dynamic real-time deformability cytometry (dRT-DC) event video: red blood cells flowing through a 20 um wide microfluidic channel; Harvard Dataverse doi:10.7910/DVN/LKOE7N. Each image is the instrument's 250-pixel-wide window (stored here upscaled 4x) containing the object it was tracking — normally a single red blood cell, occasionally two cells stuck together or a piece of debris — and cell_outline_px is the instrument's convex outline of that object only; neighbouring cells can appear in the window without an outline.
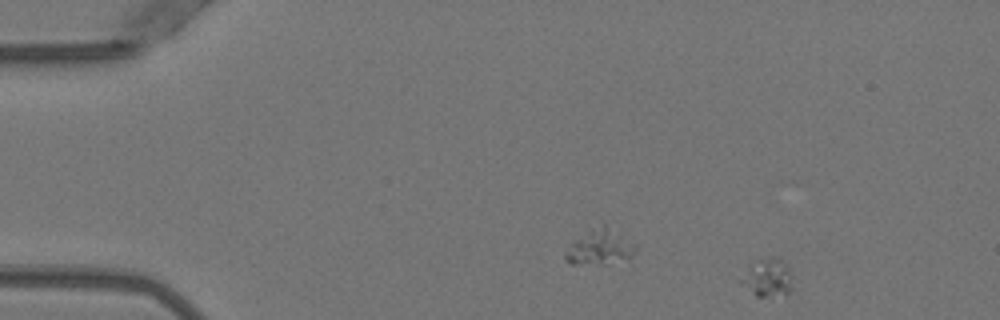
{"species": "Egyptian fruit bat (a non-hibernating species)", "species_latin": "Rousettus aegyptiacus", "temperature_condition": "warm", "stored_images_in_passage": 36, "camera_frame_rate_fps": 3000, "um_per_image_px": 0.085, "animal": {"sex": "female"}, "frame": {"image": 1, "passage_image": 1, "time_ms": 0.0, "image_size_px": [1000, 320], "cell_outline_px": [[792, 288], [784, 296], [756, 296], [740, 284], [736, 280], [752, 260], [776, 260], [788, 268]], "centroid_in_image_um": [65.12, 23.67], "position_along_channel_um": 19.9, "area_um2": 11.21}}
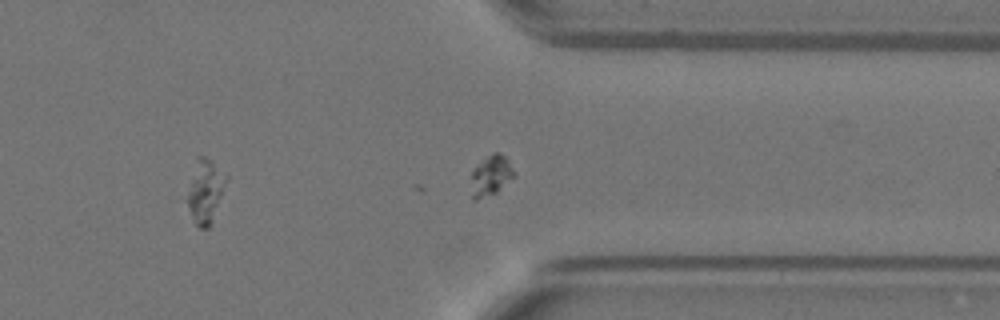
{"frame": {"image": 2, "passage_image": 35, "time_ms": 11.333, "image_size_px": [1000, 320], "cell_outline_px": [[228, 180], [212, 220], [208, 228], [200, 228], [192, 220], [188, 204], [188, 192], [196, 156], [204, 156], [228, 176]], "centroid_in_image_um": [17.46, 16.25], "position_along_channel_um": 393.9, "area_um2": 13.99}}